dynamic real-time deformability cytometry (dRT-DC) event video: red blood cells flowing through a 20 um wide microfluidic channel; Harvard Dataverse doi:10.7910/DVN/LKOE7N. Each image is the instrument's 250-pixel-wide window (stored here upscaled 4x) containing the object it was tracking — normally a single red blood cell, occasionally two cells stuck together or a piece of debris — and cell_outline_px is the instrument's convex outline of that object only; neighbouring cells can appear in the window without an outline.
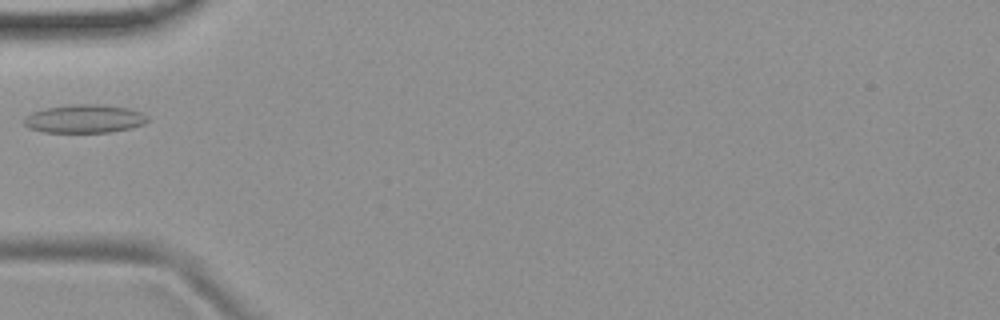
{"species": "common noctule bat (a hibernating species)", "species_latin": "Nyctalus noctula", "temperature_condition": "room temperature", "stored_images_in_passage": 1, "camera_frame_rate_fps": 3000, "um_per_image_px": 0.085, "animal": {"sex": "female", "body_mass_g": 19.9}, "frame": {"image": 1, "passage_image": 1, "time_ms": 0.0, "image_size_px": [1000, 320], "cell_outline_px": [[148, 120], [144, 124], [132, 128], [112, 132], [44, 132], [28, 128], [20, 120], [32, 112], [44, 108], [76, 104], [100, 104], [128, 108], [144, 112], [148, 116]], "centroid_in_image_um": [7.19, 10.09], "position_along_channel_um": 77.8, "area_um2": 20.69}}